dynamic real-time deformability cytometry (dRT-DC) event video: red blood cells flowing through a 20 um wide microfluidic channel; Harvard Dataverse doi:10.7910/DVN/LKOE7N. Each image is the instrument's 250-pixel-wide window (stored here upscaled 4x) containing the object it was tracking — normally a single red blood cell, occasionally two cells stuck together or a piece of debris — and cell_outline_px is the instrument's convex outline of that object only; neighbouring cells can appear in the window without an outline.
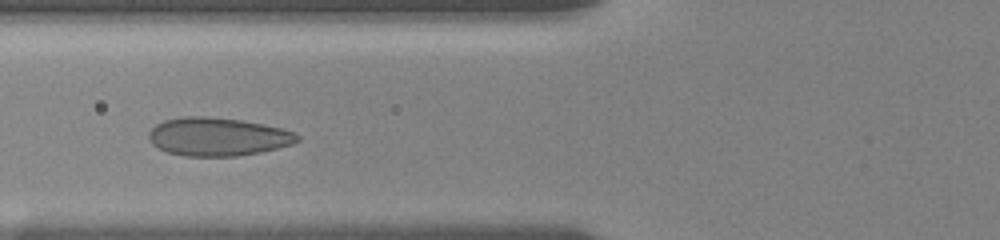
{"species": "human", "species_latin": "Homo sapiens", "temperature_condition": "room temperature", "stored_images_in_passage": 28, "camera_frame_rate_fps": 3000, "um_per_image_px": 0.085, "donor": {"sex": "female"}, "frame": {"image": 1, "passage_image": 7, "time_ms": 2.667, "image_size_px": [1000, 240], "cell_outline_px": [[300, 140], [292, 144], [260, 152], [236, 156], [184, 156], [168, 152], [152, 144], [148, 140], [148, 132], [156, 124], [164, 120], [184, 116], [208, 116], [240, 120], [264, 124], [296, 132], [300, 136]], "centroid_in_image_um": [18.5, 11.61], "position_along_channel_um": 107.3, "area_um2": 33.23}}
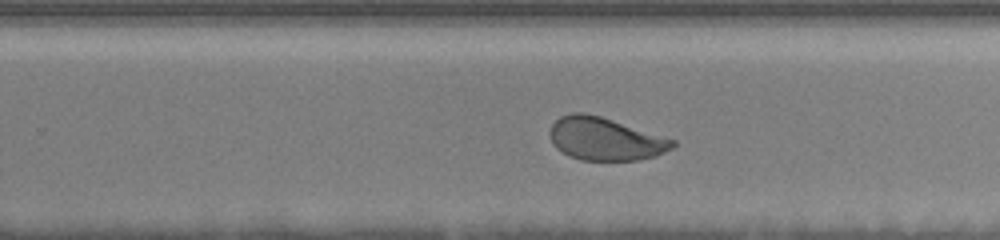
{"frame": {"image": 2, "passage_image": 19, "time_ms": 7.333, "image_size_px": [1000, 240], "cell_outline_px": [[676, 144], [672, 148], [656, 156], [640, 160], [580, 160], [568, 156], [556, 148], [552, 144], [548, 132], [552, 124], [560, 116], [572, 112], [584, 112], [600, 116], [676, 140]], "centroid_in_image_um": [51.41, 11.81], "position_along_channel_um": 278.4, "area_um2": 30.81}}
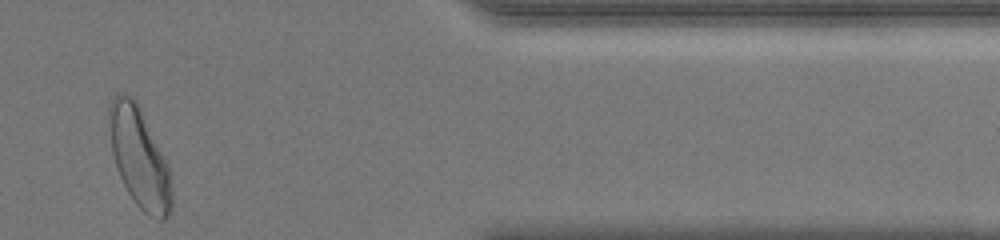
{"frame": {"image": 3, "passage_image": 28, "time_ms": 11.333, "image_size_px": [1000, 240], "cell_outline_px": [[172, 208], [168, 216], [164, 220], [156, 220], [148, 216], [136, 204], [128, 192], [116, 168], [112, 152], [108, 116], [108, 108], [112, 100], [120, 92], [124, 92], [132, 96], [136, 100], [168, 164], [172, 184]], "centroid_in_image_um": [11.86, 13.43], "position_along_channel_um": 399.5, "area_um2": 36.47}, "authors_computed_cell_mechanics": {"area_um2": 31.6744, "velocity_mm_per_s": 3.6684, "shape_relaxation_time_tau1_ms": 3.3896, "shape_relaxation_time_tau2_ms": null, "deformation_change_tau1": 0.105, "deformation_change_tau2": null}}